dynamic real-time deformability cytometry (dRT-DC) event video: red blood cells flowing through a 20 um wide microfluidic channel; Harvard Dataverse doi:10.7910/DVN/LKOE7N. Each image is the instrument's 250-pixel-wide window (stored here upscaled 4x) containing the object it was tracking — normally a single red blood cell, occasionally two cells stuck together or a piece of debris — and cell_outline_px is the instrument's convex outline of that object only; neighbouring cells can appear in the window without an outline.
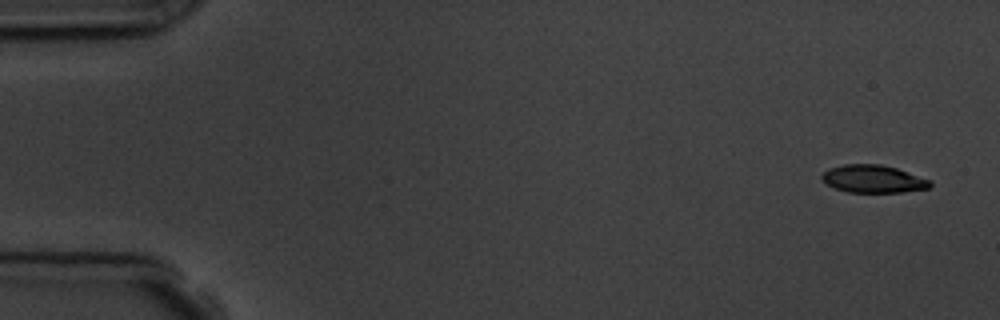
{"species": "common noctule bat (a hibernating species)", "species_latin": "Nyctalus noctula", "temperature_condition": "room temperature", "stored_images_in_passage": 4, "camera_frame_rate_fps": 3000, "um_per_image_px": 0.085, "animal": {"sex": "male", "body_mass_g": 19.5, "forearm_length_mm": 54.6}, "frame": {"image": 1, "passage_image": 1, "time_ms": 0.0, "image_size_px": [1000, 320], "cell_outline_px": [[932, 184], [928, 188], [900, 192], [848, 192], [836, 188], [820, 180], [820, 176], [828, 168], [844, 164], [880, 164], [896, 168], [932, 180]], "centroid_in_image_um": [74.21, 15.2], "position_along_channel_um": 10.8, "area_um2": 17.46}}
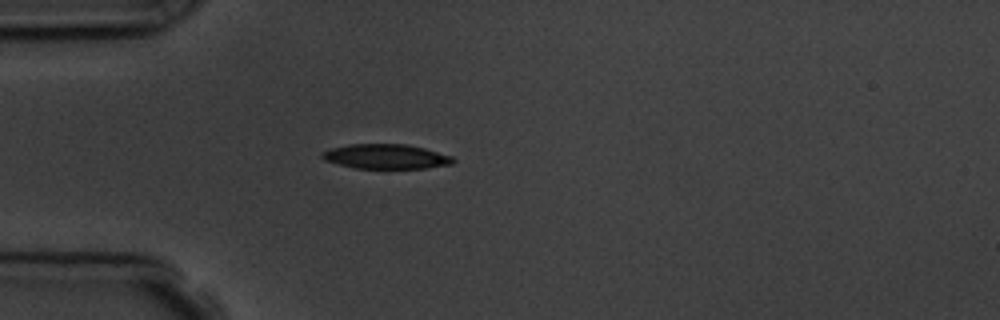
{"frame": {"image": 2, "passage_image": 4, "time_ms": 4.333, "image_size_px": [1000, 320], "cell_outline_px": [[456, 160], [452, 164], [424, 168], [356, 168], [324, 160], [320, 156], [320, 152], [332, 148], [348, 144], [408, 144], [424, 148], [452, 156]], "centroid_in_image_um": [32.8, 13.29], "position_along_channel_um": 52.2, "area_um2": 18.79}}